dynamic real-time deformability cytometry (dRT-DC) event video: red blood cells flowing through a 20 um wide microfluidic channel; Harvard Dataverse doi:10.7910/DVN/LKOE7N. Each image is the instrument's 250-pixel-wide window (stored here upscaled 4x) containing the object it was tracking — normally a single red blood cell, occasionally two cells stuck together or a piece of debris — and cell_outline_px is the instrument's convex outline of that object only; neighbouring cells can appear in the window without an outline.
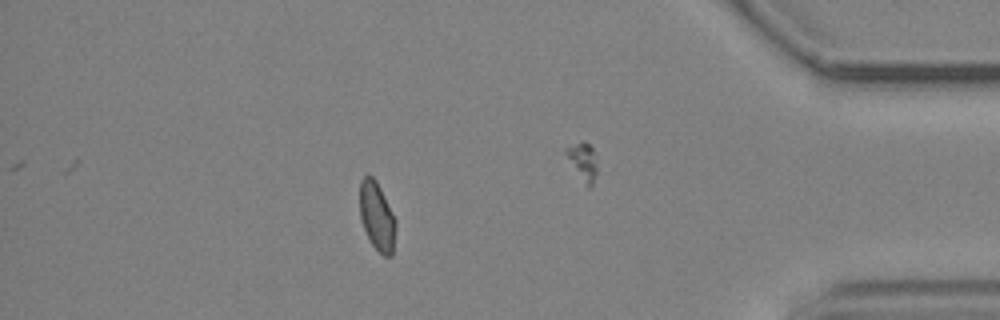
{"species": "common noctule bat (a hibernating species)", "species_latin": "Nyctalus noctula", "temperature_condition": "cold", "stored_images_in_passage": 57, "camera_frame_rate_fps": 3000, "um_per_image_px": 0.085, "animal": {"sex": "male", "body_mass_g": 19.2, "forearm_length_mm": 51.8}, "frame": {"image": 1, "passage_image": 49, "time_ms": 16.0, "image_size_px": [1000, 320], "cell_outline_px": [[396, 228], [392, 256], [384, 256], [372, 244], [364, 228], [360, 216], [360, 180], [368, 172], [376, 180], [396, 220]], "centroid_in_image_um": [32.04, 18.36], "position_along_channel_um": 403.2, "area_um2": 14.28}, "authors_computed_cell_mechanics": {"area_um2": 15.0858, "velocity_mm_per_s": 3.6903, "shape_relaxation_time_tau1_ms": null, "shape_relaxation_time_tau2_ms": 3.1536, "deformation_change_tau1": null, "deformation_change_tau2": 0.0594}}